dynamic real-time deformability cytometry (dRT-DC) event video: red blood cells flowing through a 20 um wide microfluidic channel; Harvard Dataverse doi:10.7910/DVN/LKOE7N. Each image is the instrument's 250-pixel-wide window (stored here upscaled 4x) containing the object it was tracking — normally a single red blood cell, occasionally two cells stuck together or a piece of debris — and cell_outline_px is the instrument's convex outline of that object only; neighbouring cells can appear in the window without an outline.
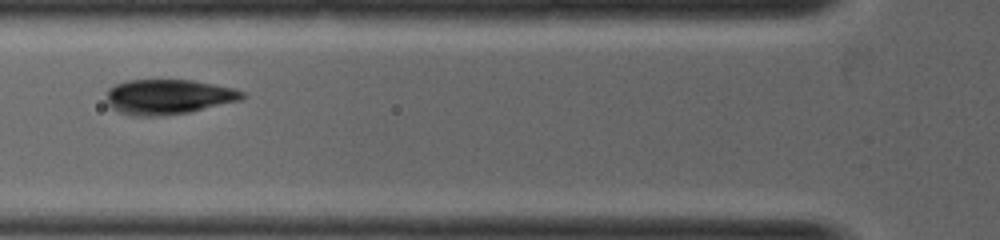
{"species": "common noctule bat (a hibernating species)", "species_latin": "Nyctalus noctula", "temperature_condition": "warm", "stored_images_in_passage": 18, "camera_frame_rate_fps": 5000, "um_per_image_px": 0.085, "animal": {"sex": "female", "body_mass_g": 19.0, "forearm_length_mm": 53.3}, "frame": {"image": 1, "passage_image": 3, "time_ms": 0.4, "image_size_px": [1000, 240], "cell_outline_px": [[248, 96], [244, 100], [188, 112], [164, 116], [132, 116], [116, 112], [108, 104], [108, 88], [116, 84], [128, 80], [196, 80], [232, 88], [244, 92]], "centroid_in_image_um": [14.34, 8.24], "position_along_channel_um": 111.5, "area_um2": 27.98}}